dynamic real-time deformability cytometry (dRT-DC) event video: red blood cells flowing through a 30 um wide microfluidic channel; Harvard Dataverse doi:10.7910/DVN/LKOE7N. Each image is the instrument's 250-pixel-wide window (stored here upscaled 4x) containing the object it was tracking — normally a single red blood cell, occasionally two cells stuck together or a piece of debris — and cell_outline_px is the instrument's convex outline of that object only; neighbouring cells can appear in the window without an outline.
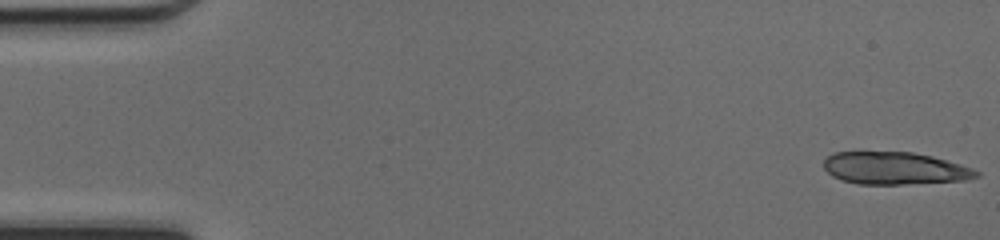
{"species": "common noctule bat (a hibernating species)", "species_latin": "Nyctalus noctula", "temperature_condition": "cold", "stored_images_in_passage": 46, "segment_of_instrument_passage": [1, 2], "camera_frame_rate_fps": 3000, "um_per_image_px": 0.085, "animal": {"sex": "female", "body_mass_g": 17.0, "forearm_length_mm": 48.0}, "frame": {"image": 1, "passage_image": 1, "time_ms": 0.0, "image_size_px": [1000, 240], "cell_outline_px": [[980, 176], [964, 180], [904, 184], [860, 184], [844, 180], [832, 176], [824, 168], [824, 160], [828, 156], [836, 152], [912, 152], [932, 156], [980, 172]], "centroid_in_image_um": [76.01, 14.3], "position_along_channel_um": 9.0, "area_um2": 28.32}}